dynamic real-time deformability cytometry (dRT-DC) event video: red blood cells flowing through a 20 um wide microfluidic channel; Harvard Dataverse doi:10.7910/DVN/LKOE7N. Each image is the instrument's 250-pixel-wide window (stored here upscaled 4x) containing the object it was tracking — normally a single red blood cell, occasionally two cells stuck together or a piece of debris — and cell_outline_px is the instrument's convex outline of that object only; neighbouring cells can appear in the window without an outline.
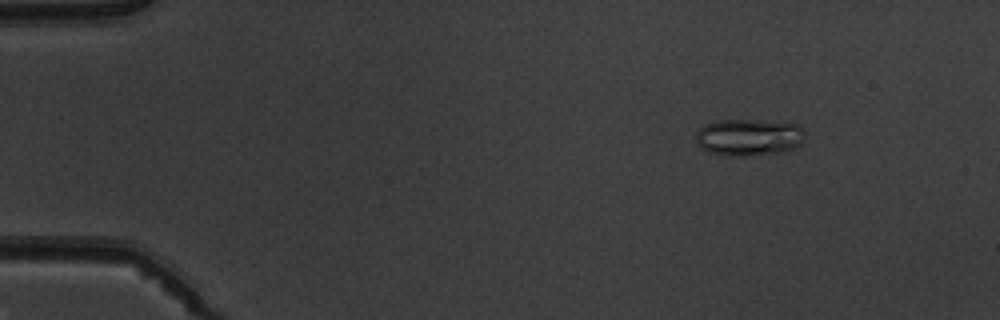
{"species": "common noctule bat (a hibernating species)", "species_latin": "Nyctalus noctula", "temperature_condition": "warm", "stored_images_in_passage": 6, "camera_frame_rate_fps": 3000, "um_per_image_px": 0.085, "animal": {"sex": "male", "body_mass_g": 19.5, "forearm_length_mm": 54.6}, "frame": {"image": 1, "passage_image": 2, "time_ms": 1.333, "image_size_px": [1000, 320], "cell_outline_px": [[804, 132], [800, 144], [784, 152], [744, 156], [728, 156], [708, 152], [700, 148], [696, 144], [696, 132], [704, 124], [716, 120], [752, 120], [796, 124]], "centroid_in_image_um": [63.57, 11.68], "position_along_channel_um": 21.4, "area_um2": 23.41}}
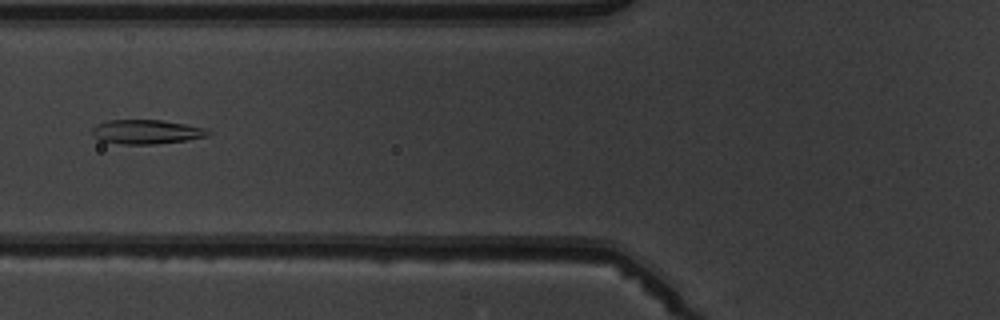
{"frame": {"image": 2, "passage_image": 6, "time_ms": 6.0, "image_size_px": [1000, 320], "cell_outline_px": [[212, 132], [208, 136], [188, 140], [152, 144], [124, 144], [100, 140], [92, 132], [92, 128], [108, 120], [160, 120], [208, 128]], "centroid_in_image_um": [12.52, 11.2], "position_along_channel_um": 113.3, "area_um2": 16.18}}